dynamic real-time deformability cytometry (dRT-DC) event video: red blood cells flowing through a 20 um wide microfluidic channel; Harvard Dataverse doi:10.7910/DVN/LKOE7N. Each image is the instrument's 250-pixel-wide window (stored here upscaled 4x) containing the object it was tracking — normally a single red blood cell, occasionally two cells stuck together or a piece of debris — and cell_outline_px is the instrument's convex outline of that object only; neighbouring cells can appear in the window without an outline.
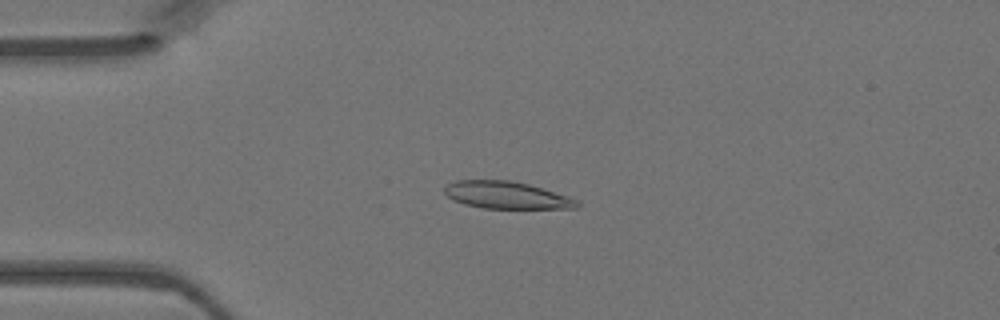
{"species": "Egyptian fruit bat (a non-hibernating species)", "species_latin": "Rousettus aegyptiacus", "temperature_condition": "warm", "stored_images_in_passage": 38, "camera_frame_rate_fps": 3000, "um_per_image_px": 0.085, "animal": {"sex": "female"}, "frame": {"image": 1, "passage_image": 8, "time_ms": 2.333, "image_size_px": [1000, 320], "cell_outline_px": [[580, 208], [484, 208], [464, 204], [452, 200], [444, 192], [444, 188], [448, 184], [456, 180], [508, 180], [528, 184], [568, 196], [576, 200], [580, 204]], "centroid_in_image_um": [43.03, 16.59], "position_along_channel_um": 42.0, "area_um2": 20.87}}
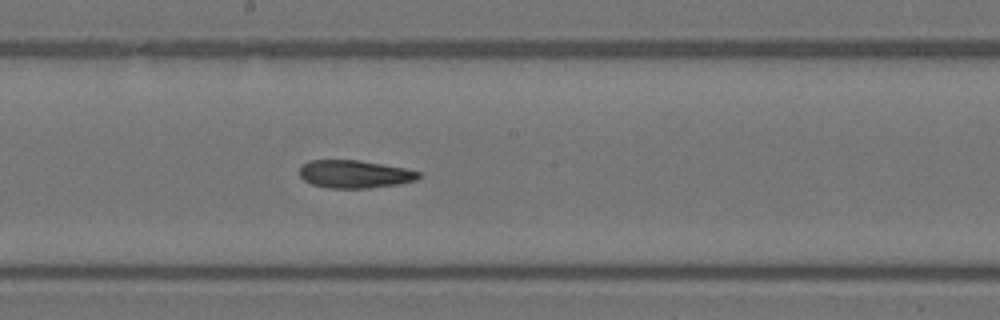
{"frame": {"image": 2, "passage_image": 22, "time_ms": 7.0, "image_size_px": [1000, 320], "cell_outline_px": [[420, 176], [416, 180], [396, 184], [368, 188], [328, 188], [312, 184], [304, 180], [300, 176], [300, 164], [308, 160], [360, 160], [404, 168], [420, 172]], "centroid_in_image_um": [30.09, 14.79], "position_along_channel_um": 218.1, "area_um2": 19.31}}
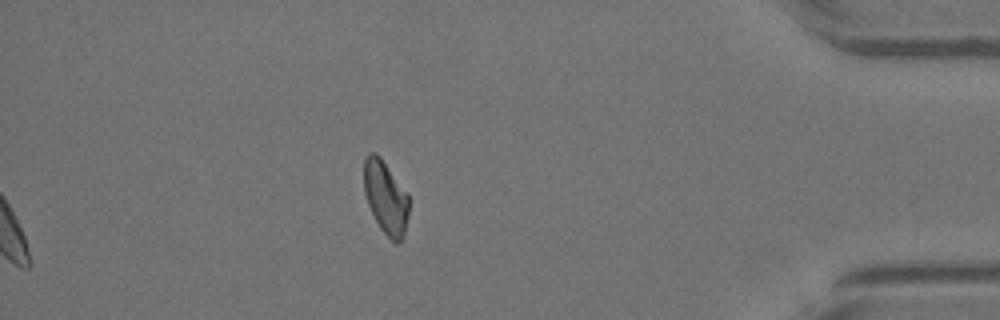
{"frame": {"image": 3, "passage_image": 38, "time_ms": 12.333, "image_size_px": [1000, 320], "cell_outline_px": [[408, 216], [404, 236], [400, 244], [396, 244], [380, 228], [368, 204], [364, 192], [364, 160], [368, 152], [376, 152], [380, 156], [408, 196]], "centroid_in_image_um": [32.77, 16.79], "position_along_channel_um": 402.4, "area_um2": 18.9}}